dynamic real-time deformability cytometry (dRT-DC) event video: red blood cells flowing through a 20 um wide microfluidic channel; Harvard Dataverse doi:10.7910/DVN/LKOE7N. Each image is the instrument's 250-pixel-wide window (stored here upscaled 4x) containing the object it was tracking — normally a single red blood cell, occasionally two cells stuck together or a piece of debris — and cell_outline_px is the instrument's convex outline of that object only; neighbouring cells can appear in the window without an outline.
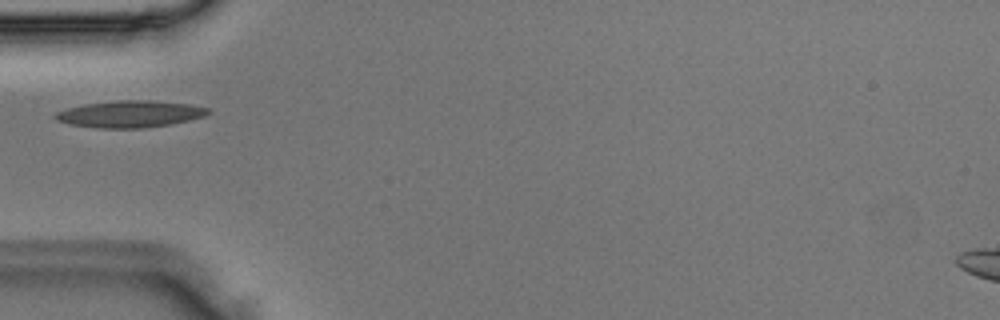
{"species": "Egyptian fruit bat (a non-hibernating species)", "species_latin": "Rousettus aegyptiacus", "temperature_condition": "room temperature", "stored_images_in_passage": 1, "camera_frame_rate_fps": 3000, "um_per_image_px": 0.085, "animal": {"sex": "male"}, "frame": {"image": 1, "passage_image": 1, "time_ms": 0.0, "image_size_px": [1000, 320], "cell_outline_px": [[212, 112], [204, 116], [172, 124], [144, 128], [96, 128], [68, 124], [56, 120], [52, 116], [56, 112], [68, 108], [84, 104], [120, 100], [152, 100], [188, 104], [208, 108]], "centroid_in_image_um": [11.03, 9.69], "position_along_channel_um": 74.0, "area_um2": 23.93}}